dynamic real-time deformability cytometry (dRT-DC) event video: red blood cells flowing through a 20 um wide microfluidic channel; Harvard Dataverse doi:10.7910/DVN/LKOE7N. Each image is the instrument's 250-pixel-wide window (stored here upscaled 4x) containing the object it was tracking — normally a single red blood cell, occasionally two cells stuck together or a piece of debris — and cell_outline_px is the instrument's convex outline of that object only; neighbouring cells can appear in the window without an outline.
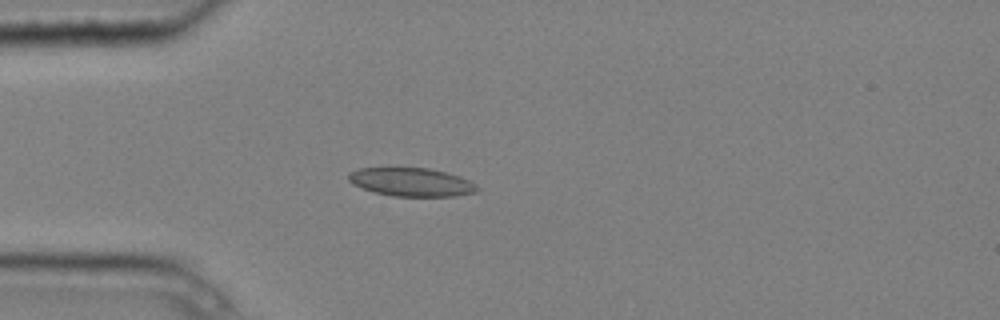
{"species": "common noctule bat (a hibernating species)", "species_latin": "Nyctalus noctula", "temperature_condition": "cold", "stored_images_in_passage": 6, "camera_frame_rate_fps": 3000, "um_per_image_px": 0.085, "animal": {"sex": "male", "body_mass_g": 20.4}, "frame": {"image": 1, "passage_image": 5, "time_ms": 1.333, "image_size_px": [1000, 320], "cell_outline_px": [[480, 188], [476, 192], [456, 196], [392, 196], [372, 192], [352, 184], [348, 180], [348, 172], [360, 168], [428, 168], [460, 176], [476, 184]], "centroid_in_image_um": [34.95, 15.48], "position_along_channel_um": 50.0, "area_um2": 21.39}}